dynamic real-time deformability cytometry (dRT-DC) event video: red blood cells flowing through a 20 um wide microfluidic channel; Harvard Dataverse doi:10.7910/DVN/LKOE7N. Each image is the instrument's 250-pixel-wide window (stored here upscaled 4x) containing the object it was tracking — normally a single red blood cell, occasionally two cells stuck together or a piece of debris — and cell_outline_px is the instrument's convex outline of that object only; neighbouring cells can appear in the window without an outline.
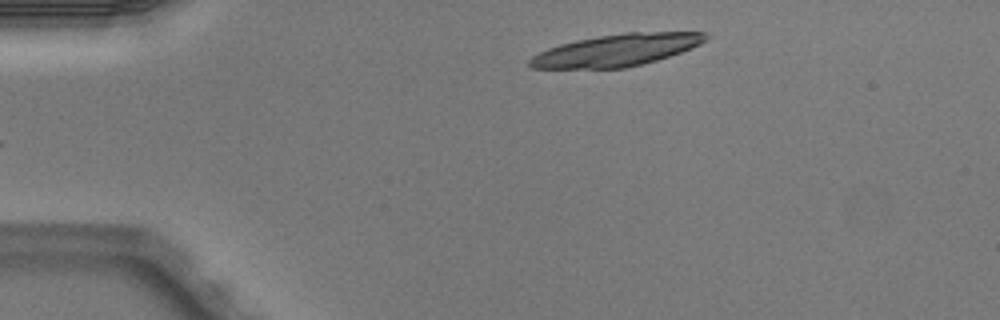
{"species": "Egyptian fruit bat (a non-hibernating species)", "species_latin": "Rousettus aegyptiacus", "temperature_condition": "warm", "stored_images_in_passage": 4, "camera_frame_rate_fps": 3000, "um_per_image_px": 0.085, "animal": {"sex": "male"}, "frame": {"image": 1, "passage_image": 4, "time_ms": 1.0, "image_size_px": [1000, 320], "cell_outline_px": [[708, 36], [700, 44], [680, 52], [656, 60], [624, 68], [532, 68], [528, 64], [528, 60], [532, 56], [548, 48], [560, 44], [576, 40], [624, 32], [704, 32]], "centroid_in_image_um": [52.37, 4.26], "position_along_channel_um": 32.6, "area_um2": 32.37}}